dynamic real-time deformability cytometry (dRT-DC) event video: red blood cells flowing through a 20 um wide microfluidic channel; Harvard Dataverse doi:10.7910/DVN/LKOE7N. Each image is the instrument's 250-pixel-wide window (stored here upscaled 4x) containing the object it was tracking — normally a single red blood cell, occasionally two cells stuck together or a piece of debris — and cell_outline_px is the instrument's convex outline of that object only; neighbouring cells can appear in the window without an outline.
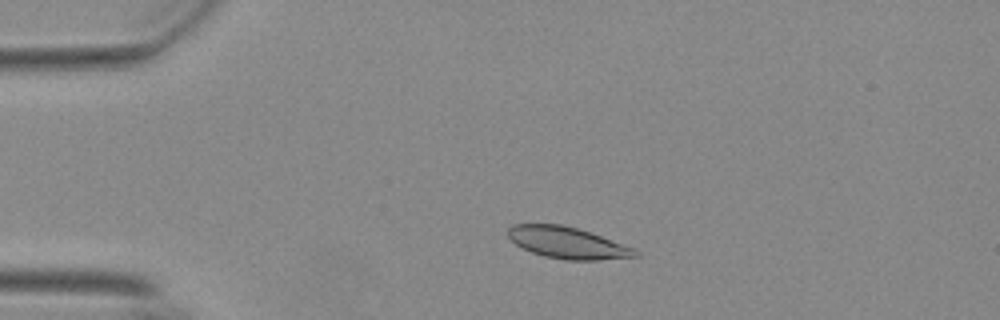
{"species": "Egyptian fruit bat (a non-hibernating species)", "species_latin": "Rousettus aegyptiacus", "temperature_condition": "warm", "stored_images_in_passage": 13, "camera_frame_rate_fps": 3000, "um_per_image_px": 0.085, "animal": {"sex": "female"}, "frame": {"image": 1, "passage_image": 9, "time_ms": 2.667, "image_size_px": [1000, 320], "cell_outline_px": [[640, 256], [600, 260], [564, 260], [544, 256], [532, 252], [516, 244], [508, 236], [508, 228], [512, 224], [560, 224], [576, 228], [600, 236], [632, 248], [640, 252]], "centroid_in_image_um": [48.22, 20.64], "position_along_channel_um": 36.8, "area_um2": 23.06}}